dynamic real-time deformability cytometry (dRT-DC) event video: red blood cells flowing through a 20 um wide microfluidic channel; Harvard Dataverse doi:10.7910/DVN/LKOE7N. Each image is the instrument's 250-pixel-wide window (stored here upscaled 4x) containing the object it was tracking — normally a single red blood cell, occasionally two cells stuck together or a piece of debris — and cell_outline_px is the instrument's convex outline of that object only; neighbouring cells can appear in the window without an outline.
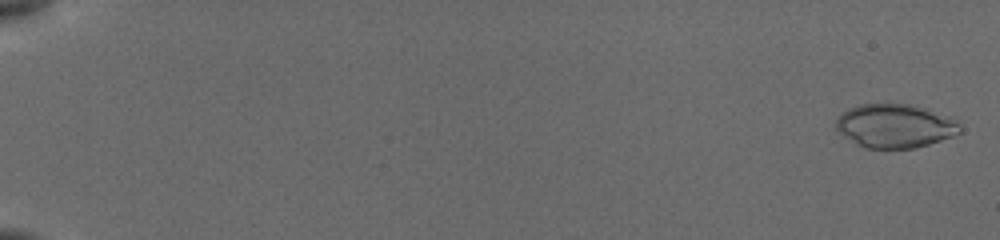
{"species": "common noctule bat (a hibernating species)", "species_latin": "Nyctalus noctula", "temperature_condition": "cold", "stored_images_in_passage": 4, "camera_frame_rate_fps": 3000, "um_per_image_px": 0.085, "animal": {"sex": "female", "body_mass_g": 19.5, "forearm_length_mm": 54.1}, "frame": {"image": 1, "passage_image": 3, "time_ms": 0.333, "image_size_px": [1000, 240], "cell_outline_px": [[960, 132], [952, 136], [916, 148], [864, 148], [856, 144], [836, 132], [836, 120], [840, 112], [848, 108], [860, 104], [912, 104], [948, 116], [956, 120], [960, 124]], "centroid_in_image_um": [76.02, 10.7], "position_along_channel_um": 9.0, "area_um2": 31.73}}